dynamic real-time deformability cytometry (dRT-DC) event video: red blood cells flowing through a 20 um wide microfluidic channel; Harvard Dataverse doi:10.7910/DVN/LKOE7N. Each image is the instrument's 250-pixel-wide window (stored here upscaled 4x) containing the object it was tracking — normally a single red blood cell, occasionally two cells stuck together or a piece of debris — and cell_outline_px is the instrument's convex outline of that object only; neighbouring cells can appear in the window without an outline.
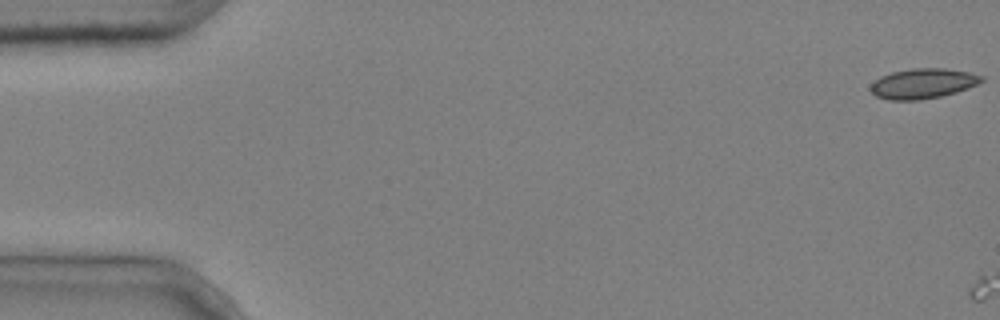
{"species": "common noctule bat (a hibernating species)", "species_latin": "Nyctalus noctula", "temperature_condition": "cold", "stored_images_in_passage": 2, "camera_frame_rate_fps": 3000, "um_per_image_px": 0.085, "animal": {"sex": "male", "body_mass_g": 20.4}, "frame": {"image": 1, "passage_image": 1, "time_ms": 0.0, "image_size_px": [1000, 320], "cell_outline_px": [[984, 80], [968, 88], [956, 92], [940, 96], [920, 100], [888, 100], [876, 96], [868, 88], [880, 76], [892, 72], [912, 68], [944, 68], [968, 72], [984, 76]], "centroid_in_image_um": [78.43, 7.1], "position_along_channel_um": 6.6, "area_um2": 19.42}}